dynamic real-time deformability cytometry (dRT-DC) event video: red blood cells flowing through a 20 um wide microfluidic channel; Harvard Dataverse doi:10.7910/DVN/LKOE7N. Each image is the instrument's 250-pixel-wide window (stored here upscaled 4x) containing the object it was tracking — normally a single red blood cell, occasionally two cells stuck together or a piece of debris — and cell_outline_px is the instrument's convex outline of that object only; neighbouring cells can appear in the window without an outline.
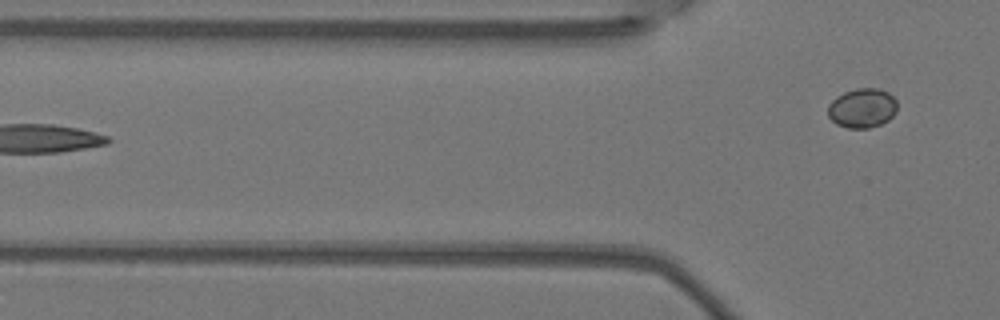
{"species": "Egyptian fruit bat (a non-hibernating species)", "species_latin": "Rousettus aegyptiacus", "temperature_condition": "warm", "stored_images_in_passage": 5, "camera_frame_rate_fps": 3000, "um_per_image_px": 0.085, "animal": {"sex": "female"}, "frame": {"image": 1, "passage_image": 5, "time_ms": 1.333, "image_size_px": [1000, 320], "cell_outline_px": [[896, 112], [888, 120], [880, 124], [868, 128], [848, 128], [836, 124], [828, 116], [828, 104], [836, 96], [844, 92], [856, 88], [876, 88], [888, 92], [896, 100]], "centroid_in_image_um": [73.27, 9.18], "position_along_channel_um": 52.5, "area_um2": 15.95}}